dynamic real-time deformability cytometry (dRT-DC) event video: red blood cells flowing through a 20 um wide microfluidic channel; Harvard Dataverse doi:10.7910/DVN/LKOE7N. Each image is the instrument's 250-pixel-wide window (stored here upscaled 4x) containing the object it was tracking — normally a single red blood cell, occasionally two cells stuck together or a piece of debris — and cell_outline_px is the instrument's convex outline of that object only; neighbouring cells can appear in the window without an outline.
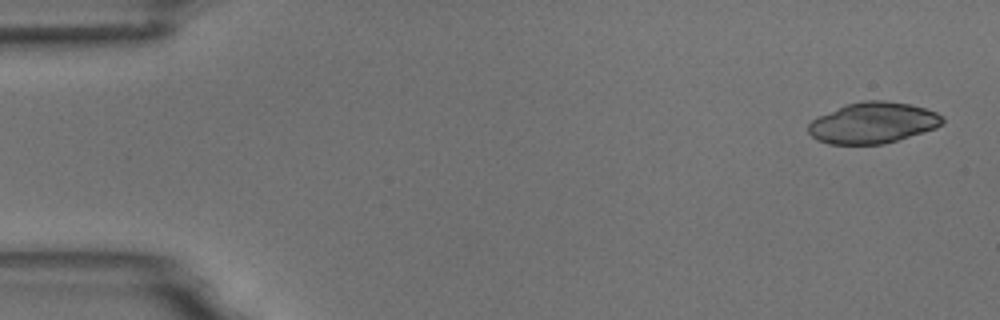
{"species": "common noctule bat (a hibernating species)", "species_latin": "Nyctalus noctula", "temperature_condition": "room temperature", "stored_images_in_passage": 3, "camera_frame_rate_fps": 3000, "um_per_image_px": 0.085, "animal": {"sex": "male", "body_mass_g": 18.8}, "frame": {"image": 1, "passage_image": 1, "time_ms": 0.0, "image_size_px": [1000, 320], "cell_outline_px": [[944, 124], [936, 128], [924, 132], [884, 144], [828, 144], [816, 140], [808, 132], [808, 124], [812, 120], [820, 116], [848, 104], [864, 100], [884, 100], [908, 104], [924, 108], [936, 112], [944, 116]], "centroid_in_image_um": [74.22, 10.45], "position_along_channel_um": 10.8, "area_um2": 31.96}}